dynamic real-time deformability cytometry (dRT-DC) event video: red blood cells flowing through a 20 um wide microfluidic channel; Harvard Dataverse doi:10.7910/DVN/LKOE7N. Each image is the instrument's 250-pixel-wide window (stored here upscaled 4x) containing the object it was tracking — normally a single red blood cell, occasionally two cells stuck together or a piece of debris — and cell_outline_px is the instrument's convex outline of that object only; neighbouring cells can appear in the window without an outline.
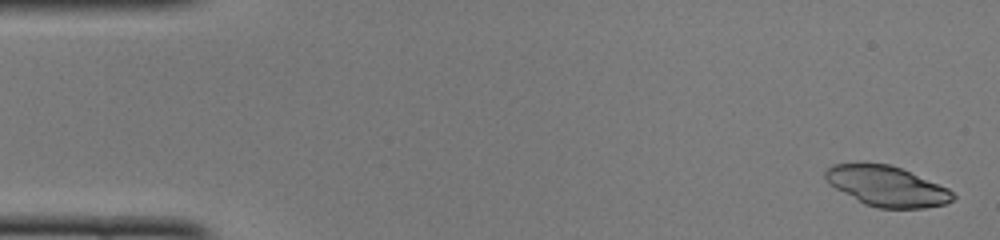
{"species": "common noctule bat (a hibernating species)", "species_latin": "Nyctalus noctula", "temperature_condition": "cold", "stored_images_in_passage": 50, "camera_frame_rate_fps": 3000, "um_per_image_px": 0.085, "animal": {"sex": "female", "body_mass_g": 22.0, "forearm_length_mm": 56.7}, "frame": {"image": 1, "passage_image": 2, "time_ms": 0.333, "image_size_px": [1000, 240], "cell_outline_px": [[956, 196], [952, 200], [944, 204], [924, 208], [876, 208], [864, 204], [828, 184], [824, 176], [824, 172], [832, 164], [888, 164], [900, 168], [948, 188]], "centroid_in_image_um": [75.36, 15.84], "position_along_channel_um": 9.6, "area_um2": 29.54}}
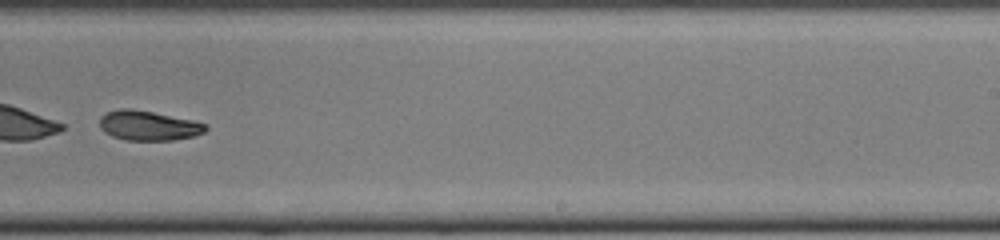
{"frame": {"image": 2, "passage_image": 32, "time_ms": 10.333, "image_size_px": [1000, 240], "cell_outline_px": [[208, 128], [204, 132], [192, 136], [172, 140], [128, 140], [112, 136], [104, 132], [100, 128], [100, 116], [108, 112], [120, 108], [132, 108], [192, 120], [208, 124]], "centroid_in_image_um": [12.6, 10.67], "position_along_channel_um": 276.4, "area_um2": 18.26}}